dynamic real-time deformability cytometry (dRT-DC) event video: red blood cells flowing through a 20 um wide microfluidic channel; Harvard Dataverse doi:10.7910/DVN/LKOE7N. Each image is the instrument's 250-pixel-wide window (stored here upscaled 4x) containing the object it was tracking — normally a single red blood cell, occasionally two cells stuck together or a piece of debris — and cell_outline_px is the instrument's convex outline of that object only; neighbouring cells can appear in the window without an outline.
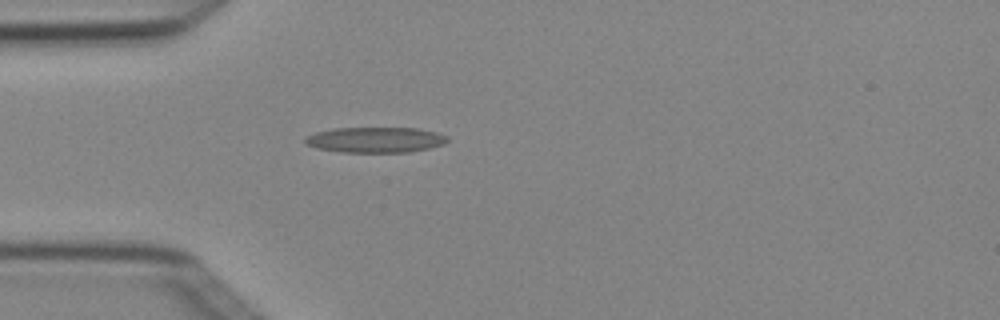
{"species": "Egyptian fruit bat (a non-hibernating species)", "species_latin": "Rousettus aegyptiacus", "temperature_condition": "cold", "stored_images_in_passage": 1, "camera_frame_rate_fps": 3000, "um_per_image_px": 0.085, "animal": {"sex": "female"}, "frame": {"image": 1, "passage_image": 1, "time_ms": 0.0, "image_size_px": [1000, 320], "cell_outline_px": [[448, 140], [444, 144], [428, 148], [408, 152], [340, 152], [316, 148], [308, 144], [304, 140], [304, 136], [316, 132], [336, 128], [416, 128], [436, 132], [448, 136]], "centroid_in_image_um": [31.9, 11.88], "position_along_channel_um": 53.1, "area_um2": 21.1}}